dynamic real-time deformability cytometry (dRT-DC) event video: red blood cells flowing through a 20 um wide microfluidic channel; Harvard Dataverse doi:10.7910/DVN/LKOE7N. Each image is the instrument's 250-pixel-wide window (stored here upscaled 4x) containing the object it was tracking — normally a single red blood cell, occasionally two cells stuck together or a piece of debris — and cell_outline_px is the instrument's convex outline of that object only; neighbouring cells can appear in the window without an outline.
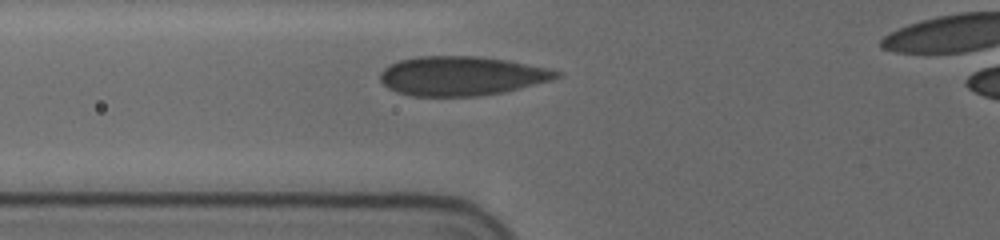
{"species": "human", "species_latin": "Homo sapiens", "temperature_condition": "cold", "stored_images_in_passage": 6, "camera_frame_rate_fps": 3000, "um_per_image_px": 0.085, "donor": {"sex": "female"}, "frame": {"image": 1, "passage_image": 2, "time_ms": 0.333, "image_size_px": [1000, 240], "cell_outline_px": [[560, 76], [552, 80], [504, 92], [480, 96], [412, 96], [396, 92], [388, 88], [380, 80], [380, 72], [388, 64], [400, 60], [416, 56], [480, 56], [508, 60], [552, 68], [560, 72]], "centroid_in_image_um": [39.24, 6.45], "position_along_channel_um": 86.6, "area_um2": 40.69}}
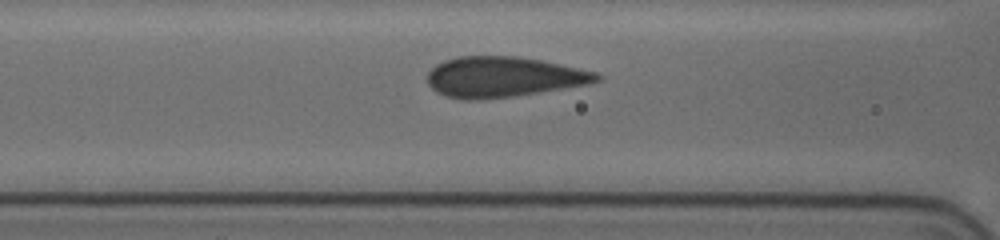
{"frame": {"image": 2, "passage_image": 5, "time_ms": 1.333, "image_size_px": [1000, 240], "cell_outline_px": [[604, 76], [600, 80], [588, 84], [512, 96], [476, 100], [468, 100], [444, 96], [436, 92], [428, 84], [428, 72], [436, 64], [444, 60], [456, 56], [516, 56], [540, 60], [560, 64], [596, 72]], "centroid_in_image_um": [42.76, 6.53], "position_along_channel_um": 123.8, "area_um2": 39.77}}